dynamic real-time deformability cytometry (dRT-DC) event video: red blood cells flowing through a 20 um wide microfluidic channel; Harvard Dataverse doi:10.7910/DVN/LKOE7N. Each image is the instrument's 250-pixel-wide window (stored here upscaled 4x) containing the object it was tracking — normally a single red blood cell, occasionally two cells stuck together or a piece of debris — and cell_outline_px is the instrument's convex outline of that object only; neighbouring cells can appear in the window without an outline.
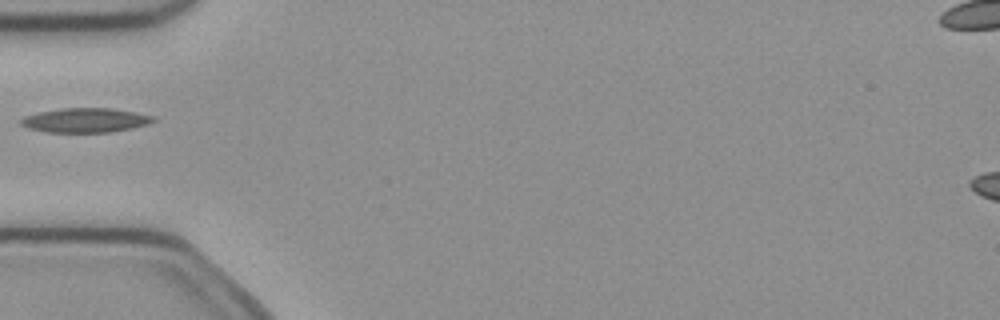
{"species": "common noctule bat (a hibernating species)", "species_latin": "Nyctalus noctula", "temperature_condition": "cold", "stored_images_in_passage": 3, "camera_frame_rate_fps": 3000, "um_per_image_px": 0.085, "animal": {"sex": "female", "body_mass_g": 21.9}, "frame": {"image": 1, "passage_image": 2, "time_ms": 0.333, "image_size_px": [1000, 320], "cell_outline_px": [[156, 120], [148, 124], [132, 128], [112, 132], [48, 132], [28, 128], [20, 124], [20, 120], [24, 116], [40, 112], [60, 108], [112, 108], [136, 112], [152, 116]], "centroid_in_image_um": [7.26, 10.22], "position_along_channel_um": 77.7, "area_um2": 18.79}}